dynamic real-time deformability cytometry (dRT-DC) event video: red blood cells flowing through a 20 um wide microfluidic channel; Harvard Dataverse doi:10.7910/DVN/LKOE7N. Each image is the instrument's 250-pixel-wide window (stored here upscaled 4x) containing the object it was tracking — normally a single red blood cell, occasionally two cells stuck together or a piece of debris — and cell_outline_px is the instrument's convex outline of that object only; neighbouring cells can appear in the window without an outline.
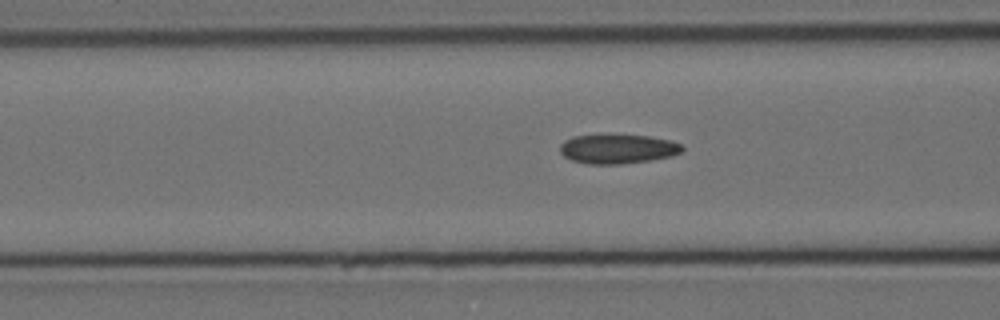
{"species": "Egyptian fruit bat (a non-hibernating species)", "species_latin": "Rousettus aegyptiacus", "temperature_condition": "cold", "stored_images_in_passage": 6, "camera_frame_rate_fps": 3000, "um_per_image_px": 0.085, "animal": {"sex": "female"}, "frame": {"image": 1, "passage_image": 4, "time_ms": 1.0, "image_size_px": [1000, 320], "cell_outline_px": [[684, 148], [680, 152], [672, 156], [652, 160], [620, 164], [588, 164], [572, 160], [564, 156], [560, 152], [560, 144], [564, 140], [572, 136], [600, 132], [608, 132], [648, 136], [672, 140], [680, 144]], "centroid_in_image_um": [52.46, 12.61], "position_along_channel_um": 114.1, "area_um2": 21.85}}